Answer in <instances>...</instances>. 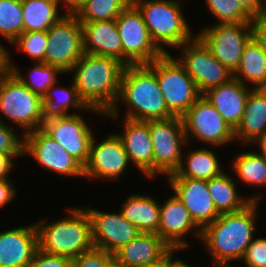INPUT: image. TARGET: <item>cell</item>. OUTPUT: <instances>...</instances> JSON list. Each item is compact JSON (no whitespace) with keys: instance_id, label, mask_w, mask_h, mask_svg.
<instances>
[{"instance_id":"cell-21","label":"cell","mask_w":266,"mask_h":267,"mask_svg":"<svg viewBox=\"0 0 266 267\" xmlns=\"http://www.w3.org/2000/svg\"><path fill=\"white\" fill-rule=\"evenodd\" d=\"M37 250L35 223L0 232V267H26Z\"/></svg>"},{"instance_id":"cell-31","label":"cell","mask_w":266,"mask_h":267,"mask_svg":"<svg viewBox=\"0 0 266 267\" xmlns=\"http://www.w3.org/2000/svg\"><path fill=\"white\" fill-rule=\"evenodd\" d=\"M71 87H59L53 84L47 93L43 96V113L45 117L48 116H62V115H74L76 113H69L68 111L72 108L74 110H89L94 111V113H99L100 111L88 108L85 103L80 99L78 91L73 83ZM58 92V94L56 93ZM55 96V97H54Z\"/></svg>"},{"instance_id":"cell-47","label":"cell","mask_w":266,"mask_h":267,"mask_svg":"<svg viewBox=\"0 0 266 267\" xmlns=\"http://www.w3.org/2000/svg\"><path fill=\"white\" fill-rule=\"evenodd\" d=\"M257 143V144H256ZM253 145L259 146V153L266 159V133L258 137L253 143Z\"/></svg>"},{"instance_id":"cell-46","label":"cell","mask_w":266,"mask_h":267,"mask_svg":"<svg viewBox=\"0 0 266 267\" xmlns=\"http://www.w3.org/2000/svg\"><path fill=\"white\" fill-rule=\"evenodd\" d=\"M59 6L65 5L68 9L65 15H76L79 10L84 6L86 0H57Z\"/></svg>"},{"instance_id":"cell-26","label":"cell","mask_w":266,"mask_h":267,"mask_svg":"<svg viewBox=\"0 0 266 267\" xmlns=\"http://www.w3.org/2000/svg\"><path fill=\"white\" fill-rule=\"evenodd\" d=\"M120 212L140 232L158 235L160 224V205L152 196L133 194L126 198Z\"/></svg>"},{"instance_id":"cell-34","label":"cell","mask_w":266,"mask_h":267,"mask_svg":"<svg viewBox=\"0 0 266 267\" xmlns=\"http://www.w3.org/2000/svg\"><path fill=\"white\" fill-rule=\"evenodd\" d=\"M132 0H86L75 15L80 22H95L116 19Z\"/></svg>"},{"instance_id":"cell-25","label":"cell","mask_w":266,"mask_h":267,"mask_svg":"<svg viewBox=\"0 0 266 267\" xmlns=\"http://www.w3.org/2000/svg\"><path fill=\"white\" fill-rule=\"evenodd\" d=\"M266 133V89H252L245 104L242 120L234 130L236 141L251 145Z\"/></svg>"},{"instance_id":"cell-22","label":"cell","mask_w":266,"mask_h":267,"mask_svg":"<svg viewBox=\"0 0 266 267\" xmlns=\"http://www.w3.org/2000/svg\"><path fill=\"white\" fill-rule=\"evenodd\" d=\"M252 89L232 78L228 83L210 88L202 95L235 130L242 120L248 94Z\"/></svg>"},{"instance_id":"cell-12","label":"cell","mask_w":266,"mask_h":267,"mask_svg":"<svg viewBox=\"0 0 266 267\" xmlns=\"http://www.w3.org/2000/svg\"><path fill=\"white\" fill-rule=\"evenodd\" d=\"M178 48L182 53L177 60L194 80L201 94L233 78V72L221 64L197 36Z\"/></svg>"},{"instance_id":"cell-38","label":"cell","mask_w":266,"mask_h":267,"mask_svg":"<svg viewBox=\"0 0 266 267\" xmlns=\"http://www.w3.org/2000/svg\"><path fill=\"white\" fill-rule=\"evenodd\" d=\"M0 153L3 155H24V136L19 135L7 123L0 122Z\"/></svg>"},{"instance_id":"cell-50","label":"cell","mask_w":266,"mask_h":267,"mask_svg":"<svg viewBox=\"0 0 266 267\" xmlns=\"http://www.w3.org/2000/svg\"><path fill=\"white\" fill-rule=\"evenodd\" d=\"M7 50L3 45L0 43V71H7Z\"/></svg>"},{"instance_id":"cell-41","label":"cell","mask_w":266,"mask_h":267,"mask_svg":"<svg viewBox=\"0 0 266 267\" xmlns=\"http://www.w3.org/2000/svg\"><path fill=\"white\" fill-rule=\"evenodd\" d=\"M73 259L51 255L37 250L33 259L26 267H72Z\"/></svg>"},{"instance_id":"cell-5","label":"cell","mask_w":266,"mask_h":267,"mask_svg":"<svg viewBox=\"0 0 266 267\" xmlns=\"http://www.w3.org/2000/svg\"><path fill=\"white\" fill-rule=\"evenodd\" d=\"M132 4L141 13L152 41L162 52L169 53L165 45L178 48L196 36L187 24L179 1L132 0Z\"/></svg>"},{"instance_id":"cell-1","label":"cell","mask_w":266,"mask_h":267,"mask_svg":"<svg viewBox=\"0 0 266 267\" xmlns=\"http://www.w3.org/2000/svg\"><path fill=\"white\" fill-rule=\"evenodd\" d=\"M125 67L116 58L84 53L69 73L75 72L72 81L85 105L105 116L118 102Z\"/></svg>"},{"instance_id":"cell-15","label":"cell","mask_w":266,"mask_h":267,"mask_svg":"<svg viewBox=\"0 0 266 267\" xmlns=\"http://www.w3.org/2000/svg\"><path fill=\"white\" fill-rule=\"evenodd\" d=\"M24 136V155L34 158L39 166L60 175L84 178V167L66 152L42 128Z\"/></svg>"},{"instance_id":"cell-27","label":"cell","mask_w":266,"mask_h":267,"mask_svg":"<svg viewBox=\"0 0 266 267\" xmlns=\"http://www.w3.org/2000/svg\"><path fill=\"white\" fill-rule=\"evenodd\" d=\"M233 78L245 86L253 83V89H266V53L254 36L247 42Z\"/></svg>"},{"instance_id":"cell-37","label":"cell","mask_w":266,"mask_h":267,"mask_svg":"<svg viewBox=\"0 0 266 267\" xmlns=\"http://www.w3.org/2000/svg\"><path fill=\"white\" fill-rule=\"evenodd\" d=\"M47 41V31H32L22 32L11 44L16 45L18 51L27 53L34 62H44Z\"/></svg>"},{"instance_id":"cell-16","label":"cell","mask_w":266,"mask_h":267,"mask_svg":"<svg viewBox=\"0 0 266 267\" xmlns=\"http://www.w3.org/2000/svg\"><path fill=\"white\" fill-rule=\"evenodd\" d=\"M95 140L93 136L84 177L119 180L131 164L121 139L114 133L98 143Z\"/></svg>"},{"instance_id":"cell-33","label":"cell","mask_w":266,"mask_h":267,"mask_svg":"<svg viewBox=\"0 0 266 267\" xmlns=\"http://www.w3.org/2000/svg\"><path fill=\"white\" fill-rule=\"evenodd\" d=\"M232 171L245 184L266 186V159L257 152H242L231 162Z\"/></svg>"},{"instance_id":"cell-23","label":"cell","mask_w":266,"mask_h":267,"mask_svg":"<svg viewBox=\"0 0 266 267\" xmlns=\"http://www.w3.org/2000/svg\"><path fill=\"white\" fill-rule=\"evenodd\" d=\"M172 248L155 233H143L117 250L115 267H139L161 260Z\"/></svg>"},{"instance_id":"cell-19","label":"cell","mask_w":266,"mask_h":267,"mask_svg":"<svg viewBox=\"0 0 266 267\" xmlns=\"http://www.w3.org/2000/svg\"><path fill=\"white\" fill-rule=\"evenodd\" d=\"M160 205V224L158 235L172 249L181 250L187 248L188 242L183 239L188 233L194 231L201 239L202 230L194 223L189 211L175 194Z\"/></svg>"},{"instance_id":"cell-17","label":"cell","mask_w":266,"mask_h":267,"mask_svg":"<svg viewBox=\"0 0 266 267\" xmlns=\"http://www.w3.org/2000/svg\"><path fill=\"white\" fill-rule=\"evenodd\" d=\"M85 209L91 221L94 248L114 254L140 233L135 225L124 218L120 210L119 213L114 214L94 208Z\"/></svg>"},{"instance_id":"cell-9","label":"cell","mask_w":266,"mask_h":267,"mask_svg":"<svg viewBox=\"0 0 266 267\" xmlns=\"http://www.w3.org/2000/svg\"><path fill=\"white\" fill-rule=\"evenodd\" d=\"M116 24L126 66L148 65L164 54L152 41L141 13L132 3L116 18Z\"/></svg>"},{"instance_id":"cell-18","label":"cell","mask_w":266,"mask_h":267,"mask_svg":"<svg viewBox=\"0 0 266 267\" xmlns=\"http://www.w3.org/2000/svg\"><path fill=\"white\" fill-rule=\"evenodd\" d=\"M174 194L179 197L194 223L203 230L220 213L216 210L208 189V181L196 178H167Z\"/></svg>"},{"instance_id":"cell-36","label":"cell","mask_w":266,"mask_h":267,"mask_svg":"<svg viewBox=\"0 0 266 267\" xmlns=\"http://www.w3.org/2000/svg\"><path fill=\"white\" fill-rule=\"evenodd\" d=\"M217 23L252 22L253 18L242 8L238 0H205Z\"/></svg>"},{"instance_id":"cell-30","label":"cell","mask_w":266,"mask_h":267,"mask_svg":"<svg viewBox=\"0 0 266 267\" xmlns=\"http://www.w3.org/2000/svg\"><path fill=\"white\" fill-rule=\"evenodd\" d=\"M57 0H24L23 32L47 31L65 14L59 12Z\"/></svg>"},{"instance_id":"cell-14","label":"cell","mask_w":266,"mask_h":267,"mask_svg":"<svg viewBox=\"0 0 266 267\" xmlns=\"http://www.w3.org/2000/svg\"><path fill=\"white\" fill-rule=\"evenodd\" d=\"M87 124L80 114L48 116L42 129L84 167L94 136Z\"/></svg>"},{"instance_id":"cell-29","label":"cell","mask_w":266,"mask_h":267,"mask_svg":"<svg viewBox=\"0 0 266 267\" xmlns=\"http://www.w3.org/2000/svg\"><path fill=\"white\" fill-rule=\"evenodd\" d=\"M208 189L216 210L220 214L242 210L251 201H261V198L257 195L243 197L238 194L236 180L225 172L209 179Z\"/></svg>"},{"instance_id":"cell-49","label":"cell","mask_w":266,"mask_h":267,"mask_svg":"<svg viewBox=\"0 0 266 267\" xmlns=\"http://www.w3.org/2000/svg\"><path fill=\"white\" fill-rule=\"evenodd\" d=\"M170 261V251L161 259L156 262L145 264L139 267H168Z\"/></svg>"},{"instance_id":"cell-8","label":"cell","mask_w":266,"mask_h":267,"mask_svg":"<svg viewBox=\"0 0 266 267\" xmlns=\"http://www.w3.org/2000/svg\"><path fill=\"white\" fill-rule=\"evenodd\" d=\"M149 131L153 145V177L175 173L179 168L186 135L182 117L173 116L165 120H150Z\"/></svg>"},{"instance_id":"cell-11","label":"cell","mask_w":266,"mask_h":267,"mask_svg":"<svg viewBox=\"0 0 266 267\" xmlns=\"http://www.w3.org/2000/svg\"><path fill=\"white\" fill-rule=\"evenodd\" d=\"M187 145L191 139L220 147L235 140L234 130L215 107L201 95L182 116Z\"/></svg>"},{"instance_id":"cell-13","label":"cell","mask_w":266,"mask_h":267,"mask_svg":"<svg viewBox=\"0 0 266 267\" xmlns=\"http://www.w3.org/2000/svg\"><path fill=\"white\" fill-rule=\"evenodd\" d=\"M44 63L69 73L84 54L82 25L75 15H64L48 30Z\"/></svg>"},{"instance_id":"cell-39","label":"cell","mask_w":266,"mask_h":267,"mask_svg":"<svg viewBox=\"0 0 266 267\" xmlns=\"http://www.w3.org/2000/svg\"><path fill=\"white\" fill-rule=\"evenodd\" d=\"M72 267H115L114 255L105 250L93 248L74 258Z\"/></svg>"},{"instance_id":"cell-6","label":"cell","mask_w":266,"mask_h":267,"mask_svg":"<svg viewBox=\"0 0 266 267\" xmlns=\"http://www.w3.org/2000/svg\"><path fill=\"white\" fill-rule=\"evenodd\" d=\"M24 129L42 128L45 115L42 97L33 93L10 70L0 75V115ZM0 122L3 118L0 116Z\"/></svg>"},{"instance_id":"cell-32","label":"cell","mask_w":266,"mask_h":267,"mask_svg":"<svg viewBox=\"0 0 266 267\" xmlns=\"http://www.w3.org/2000/svg\"><path fill=\"white\" fill-rule=\"evenodd\" d=\"M10 54L7 52V66L10 70L25 86H27L33 93H36L40 97L47 93V90L57 83V76L63 74L64 72L56 67L48 65L44 62H35L32 69L27 74L30 80L24 78L25 76L21 75L18 67L12 64L10 59Z\"/></svg>"},{"instance_id":"cell-3","label":"cell","mask_w":266,"mask_h":267,"mask_svg":"<svg viewBox=\"0 0 266 267\" xmlns=\"http://www.w3.org/2000/svg\"><path fill=\"white\" fill-rule=\"evenodd\" d=\"M259 201H251L242 210L222 213L202 230L201 241L212 262L239 261L253 240Z\"/></svg>"},{"instance_id":"cell-28","label":"cell","mask_w":266,"mask_h":267,"mask_svg":"<svg viewBox=\"0 0 266 267\" xmlns=\"http://www.w3.org/2000/svg\"><path fill=\"white\" fill-rule=\"evenodd\" d=\"M185 158L182 157L180 166L175 173L165 178H196L208 181L224 172L212 149H192Z\"/></svg>"},{"instance_id":"cell-42","label":"cell","mask_w":266,"mask_h":267,"mask_svg":"<svg viewBox=\"0 0 266 267\" xmlns=\"http://www.w3.org/2000/svg\"><path fill=\"white\" fill-rule=\"evenodd\" d=\"M253 36L266 53V12L253 18Z\"/></svg>"},{"instance_id":"cell-51","label":"cell","mask_w":266,"mask_h":267,"mask_svg":"<svg viewBox=\"0 0 266 267\" xmlns=\"http://www.w3.org/2000/svg\"><path fill=\"white\" fill-rule=\"evenodd\" d=\"M230 263H231V261H216V262H212V264L216 265V267H234Z\"/></svg>"},{"instance_id":"cell-40","label":"cell","mask_w":266,"mask_h":267,"mask_svg":"<svg viewBox=\"0 0 266 267\" xmlns=\"http://www.w3.org/2000/svg\"><path fill=\"white\" fill-rule=\"evenodd\" d=\"M246 267H266V238H255L242 258Z\"/></svg>"},{"instance_id":"cell-48","label":"cell","mask_w":266,"mask_h":267,"mask_svg":"<svg viewBox=\"0 0 266 267\" xmlns=\"http://www.w3.org/2000/svg\"><path fill=\"white\" fill-rule=\"evenodd\" d=\"M174 252H176L175 249L170 250V261H169L168 267H192L188 265V263H186L185 261L183 262V260L179 258L176 260L175 257H173Z\"/></svg>"},{"instance_id":"cell-43","label":"cell","mask_w":266,"mask_h":267,"mask_svg":"<svg viewBox=\"0 0 266 267\" xmlns=\"http://www.w3.org/2000/svg\"><path fill=\"white\" fill-rule=\"evenodd\" d=\"M242 8L255 18L266 12V0H238Z\"/></svg>"},{"instance_id":"cell-7","label":"cell","mask_w":266,"mask_h":267,"mask_svg":"<svg viewBox=\"0 0 266 267\" xmlns=\"http://www.w3.org/2000/svg\"><path fill=\"white\" fill-rule=\"evenodd\" d=\"M158 79L168 110L182 117L202 95L194 80L170 53H164L147 65Z\"/></svg>"},{"instance_id":"cell-2","label":"cell","mask_w":266,"mask_h":267,"mask_svg":"<svg viewBox=\"0 0 266 267\" xmlns=\"http://www.w3.org/2000/svg\"><path fill=\"white\" fill-rule=\"evenodd\" d=\"M127 105L123 118L137 121L165 120L174 115L168 110L156 74L147 65H128L121 78L118 102L105 116L117 120L119 102Z\"/></svg>"},{"instance_id":"cell-10","label":"cell","mask_w":266,"mask_h":267,"mask_svg":"<svg viewBox=\"0 0 266 267\" xmlns=\"http://www.w3.org/2000/svg\"><path fill=\"white\" fill-rule=\"evenodd\" d=\"M196 36L221 64L234 72L247 42L253 37V26L252 22L217 23L203 28Z\"/></svg>"},{"instance_id":"cell-24","label":"cell","mask_w":266,"mask_h":267,"mask_svg":"<svg viewBox=\"0 0 266 267\" xmlns=\"http://www.w3.org/2000/svg\"><path fill=\"white\" fill-rule=\"evenodd\" d=\"M80 23L84 53L113 57L123 62V49L116 19Z\"/></svg>"},{"instance_id":"cell-44","label":"cell","mask_w":266,"mask_h":267,"mask_svg":"<svg viewBox=\"0 0 266 267\" xmlns=\"http://www.w3.org/2000/svg\"><path fill=\"white\" fill-rule=\"evenodd\" d=\"M17 191L9 179H0V208L13 201Z\"/></svg>"},{"instance_id":"cell-4","label":"cell","mask_w":266,"mask_h":267,"mask_svg":"<svg viewBox=\"0 0 266 267\" xmlns=\"http://www.w3.org/2000/svg\"><path fill=\"white\" fill-rule=\"evenodd\" d=\"M68 216L45 225L47 220L35 223L38 250L74 259L94 248L91 221L85 207L67 208Z\"/></svg>"},{"instance_id":"cell-20","label":"cell","mask_w":266,"mask_h":267,"mask_svg":"<svg viewBox=\"0 0 266 267\" xmlns=\"http://www.w3.org/2000/svg\"><path fill=\"white\" fill-rule=\"evenodd\" d=\"M123 124V133L117 135L123 143L129 162L146 178H153V145L149 121L124 118Z\"/></svg>"},{"instance_id":"cell-35","label":"cell","mask_w":266,"mask_h":267,"mask_svg":"<svg viewBox=\"0 0 266 267\" xmlns=\"http://www.w3.org/2000/svg\"><path fill=\"white\" fill-rule=\"evenodd\" d=\"M22 32V2L0 0V35L12 43Z\"/></svg>"},{"instance_id":"cell-45","label":"cell","mask_w":266,"mask_h":267,"mask_svg":"<svg viewBox=\"0 0 266 267\" xmlns=\"http://www.w3.org/2000/svg\"><path fill=\"white\" fill-rule=\"evenodd\" d=\"M20 156L24 155H3L0 153V179H9L8 175L15 165L13 158Z\"/></svg>"}]
</instances>
